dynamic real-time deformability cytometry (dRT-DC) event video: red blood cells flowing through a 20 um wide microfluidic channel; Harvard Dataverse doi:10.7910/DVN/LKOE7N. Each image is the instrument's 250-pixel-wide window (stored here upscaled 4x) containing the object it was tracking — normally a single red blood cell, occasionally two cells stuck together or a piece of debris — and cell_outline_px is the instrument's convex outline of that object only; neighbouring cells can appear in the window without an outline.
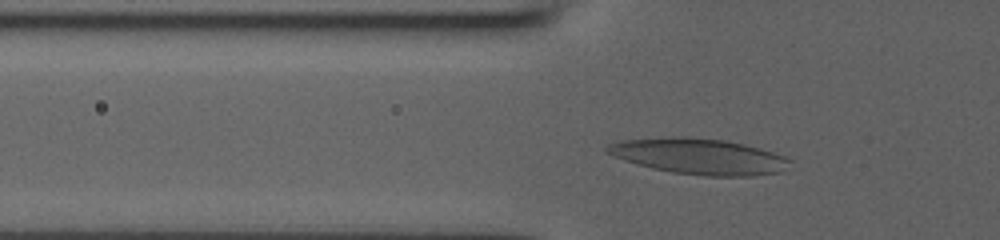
{"species": "human", "species_latin": "Homo sapiens", "temperature_condition": "room temperature", "stored_images_in_passage": 42, "camera_frame_rate_fps": 3000, "um_per_image_px": 0.085, "donor": {"sex": "male"}, "frame": {"image": 1, "passage_image": 9, "time_ms": 2.667, "image_size_px": [1000, 240], "cell_outline_px": [[792, 160], [780, 172], [752, 176], [704, 176], [672, 172], [652, 168], [636, 164], [612, 156], [604, 152], [604, 148], [608, 144], [616, 140], [676, 136], [688, 136], [728, 140], [760, 148], [784, 156]], "centroid_in_image_um": [59.34, 13.27], "position_along_channel_um": 66.5, "area_um2": 38.55}}
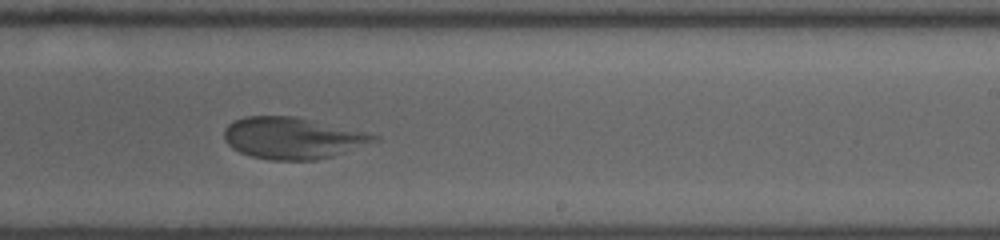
{"frame": {"image": 2, "passage_image": 24, "time_ms": 7.667, "image_size_px": [1000, 240], "cell_outline_px": [[380, 140], [332, 156], [316, 160], [268, 160], [252, 156], [240, 152], [232, 148], [224, 140], [224, 128], [228, 124], [244, 116], [292, 116], [364, 132], [380, 136]], "centroid_in_image_um": [24.83, 11.74], "position_along_channel_um": 264.2, "area_um2": 35.95}}
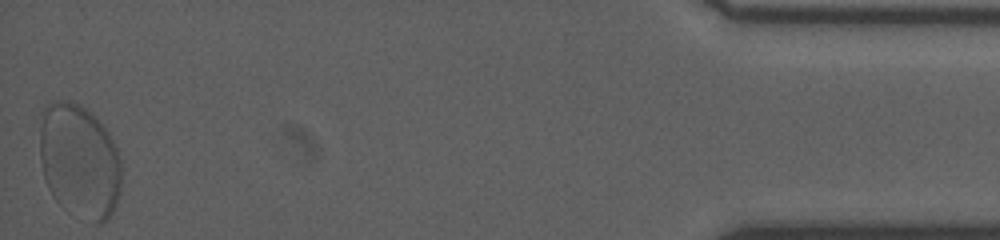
{"frame": {"image": 3, "passage_image": 42, "time_ms": 13.667, "image_size_px": [1000, 240], "cell_outline_px": [[120, 196], [108, 220], [100, 224], [92, 224], [64, 208], [52, 196], [48, 188], [44, 176], [40, 160], [40, 112], [52, 100], [68, 100], [80, 104], [88, 108], [96, 116], [108, 132], [116, 148], [120, 160]], "centroid_in_image_um": [6.74, 13.68], "position_along_channel_um": 428.5, "area_um2": 55.2}}